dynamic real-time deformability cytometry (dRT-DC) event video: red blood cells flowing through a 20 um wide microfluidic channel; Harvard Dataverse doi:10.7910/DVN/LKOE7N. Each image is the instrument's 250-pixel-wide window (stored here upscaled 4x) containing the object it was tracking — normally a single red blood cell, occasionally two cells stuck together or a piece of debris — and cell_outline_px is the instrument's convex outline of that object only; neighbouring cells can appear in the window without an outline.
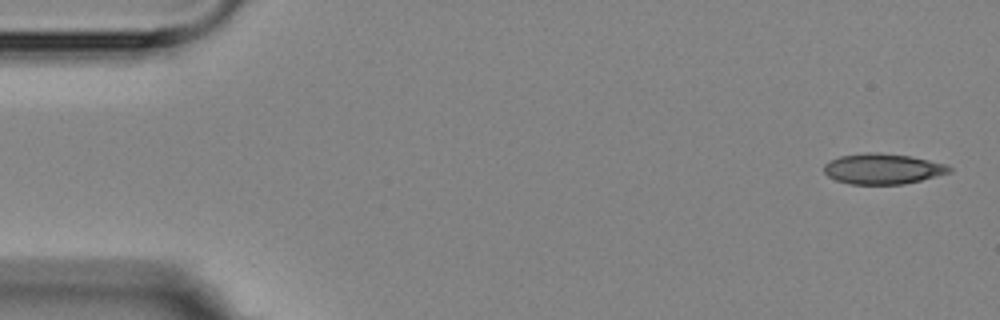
{"species": "Egyptian fruit bat (a non-hibernating species)", "species_latin": "Rousettus aegyptiacus", "temperature_condition": "room temperature", "stored_images_in_passage": 4, "camera_frame_rate_fps": 3000, "um_per_image_px": 0.085, "animal": {"sex": "female"}, "frame": {"image": 1, "passage_image": 1, "time_ms": 0.0, "image_size_px": [1000, 320], "cell_outline_px": [[952, 172], [904, 184], [848, 184], [836, 180], [828, 176], [824, 172], [824, 164], [828, 160], [840, 156], [864, 152], [880, 152], [908, 156], [948, 164], [952, 168]], "centroid_in_image_um": [75.01, 14.34], "position_along_channel_um": 10.0, "area_um2": 22.43}}
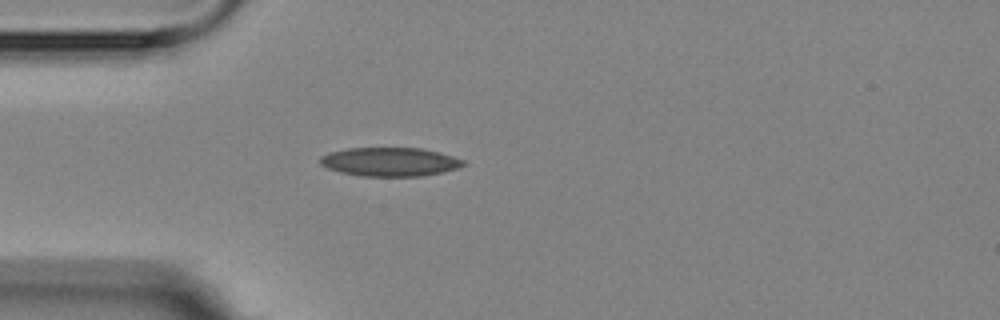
{"frame": {"image": 2, "passage_image": 4, "time_ms": 4.333, "image_size_px": [1000, 320], "cell_outline_px": [[468, 164], [444, 172], [420, 176], [360, 176], [340, 172], [328, 168], [320, 164], [320, 156], [328, 152], [348, 148], [420, 148], [440, 152], [464, 160]], "centroid_in_image_um": [33.14, 13.75], "position_along_channel_um": 51.9, "area_um2": 24.1}}